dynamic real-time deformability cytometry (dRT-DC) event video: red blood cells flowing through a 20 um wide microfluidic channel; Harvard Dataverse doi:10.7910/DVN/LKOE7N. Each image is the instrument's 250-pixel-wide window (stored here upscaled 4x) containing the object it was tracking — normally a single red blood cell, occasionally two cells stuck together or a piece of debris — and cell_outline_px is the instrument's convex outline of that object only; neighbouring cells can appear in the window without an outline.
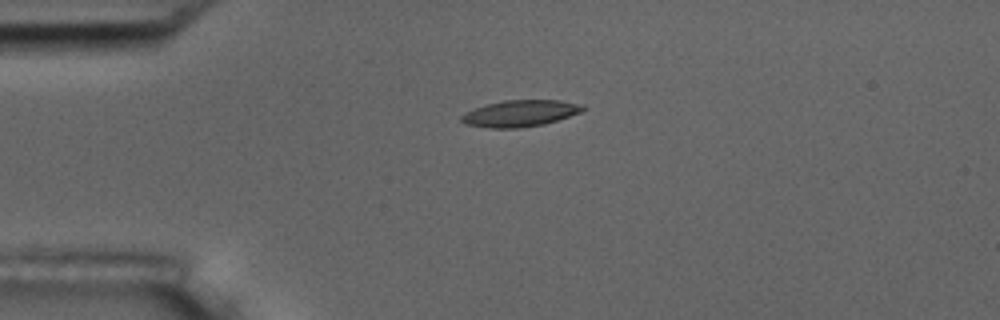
{"species": "common noctule bat (a hibernating species)", "species_latin": "Nyctalus noctula", "temperature_condition": "room temperature", "stored_images_in_passage": 6, "camera_frame_rate_fps": 3000, "um_per_image_px": 0.085, "animal": {"sex": "male", "body_mass_g": 17.5, "forearm_length_mm": 52.3}, "frame": {"image": 1, "passage_image": 4, "time_ms": 3.333, "image_size_px": [1000, 320], "cell_outline_px": [[588, 108], [580, 112], [544, 124], [520, 128], [492, 128], [468, 124], [460, 120], [460, 116], [464, 112], [488, 104], [504, 100], [560, 100], [584, 104]], "centroid_in_image_um": [44.25, 9.63], "position_along_channel_um": 40.8, "area_um2": 18.67}}